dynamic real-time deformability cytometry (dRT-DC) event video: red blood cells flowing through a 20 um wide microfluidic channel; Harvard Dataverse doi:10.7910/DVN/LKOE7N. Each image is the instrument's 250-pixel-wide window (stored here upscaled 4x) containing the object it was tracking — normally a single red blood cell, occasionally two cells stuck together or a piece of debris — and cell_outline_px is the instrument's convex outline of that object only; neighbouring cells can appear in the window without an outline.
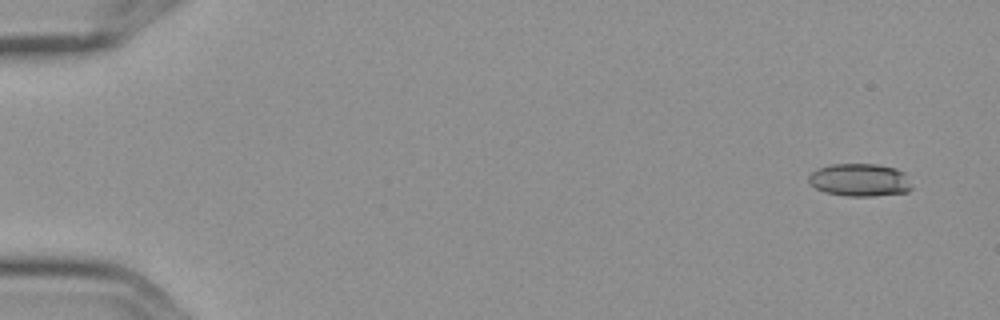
{"species": "Egyptian fruit bat (a non-hibernating species)", "species_latin": "Rousettus aegyptiacus", "temperature_condition": "cold", "stored_images_in_passage": 5, "camera_frame_rate_fps": 3000, "um_per_image_px": 0.085, "frame": {"image": 1, "passage_image": 1, "time_ms": 0.0, "image_size_px": [1000, 320], "cell_outline_px": [[912, 188], [908, 192], [872, 196], [848, 196], [824, 192], [808, 184], [808, 176], [816, 168], [828, 164], [876, 164], [896, 168], [904, 172]], "centroid_in_image_um": [73.04, 15.29], "position_along_channel_um": 12.0, "area_um2": 19.88}}